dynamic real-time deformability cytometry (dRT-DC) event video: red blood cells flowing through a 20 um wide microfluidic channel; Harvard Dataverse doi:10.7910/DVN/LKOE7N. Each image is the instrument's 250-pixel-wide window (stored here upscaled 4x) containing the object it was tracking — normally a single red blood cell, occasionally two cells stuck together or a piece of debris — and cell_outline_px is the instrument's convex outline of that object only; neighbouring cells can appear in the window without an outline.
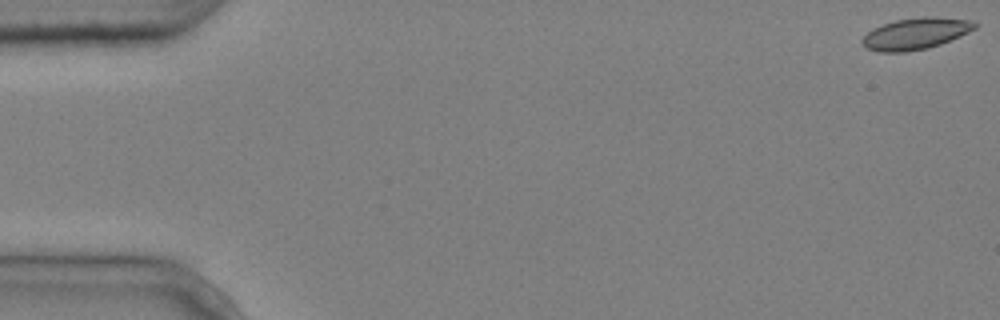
{"species": "common noctule bat (a hibernating species)", "species_latin": "Nyctalus noctula", "temperature_condition": "cold", "stored_images_in_passage": 5, "camera_frame_rate_fps": 3000, "um_per_image_px": 0.085, "animal": {"sex": "male", "body_mass_g": 20.4}, "frame": {"image": 1, "passage_image": 1, "time_ms": 0.0, "image_size_px": [1000, 320], "cell_outline_px": [[976, 28], [960, 36], [940, 44], [928, 48], [904, 52], [880, 52], [868, 48], [860, 40], [872, 28], [896, 20], [924, 16], [928, 16], [972, 20], [976, 24]], "centroid_in_image_um": [77.83, 2.85], "position_along_channel_um": 7.2, "area_um2": 20.46}}
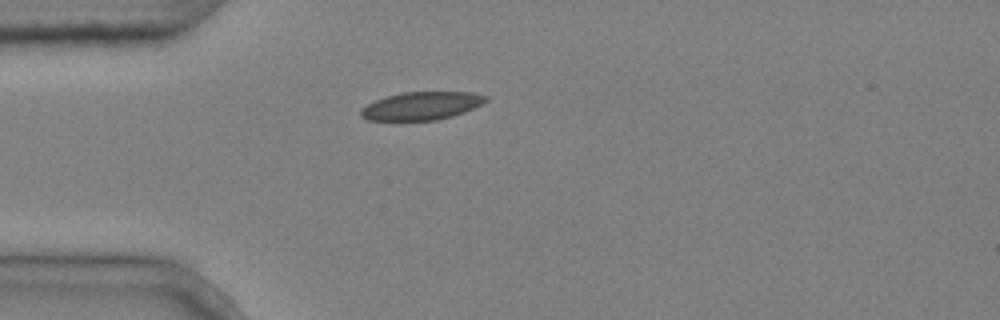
{"frame": {"image": 2, "passage_image": 5, "time_ms": 1.333, "image_size_px": [1000, 320], "cell_outline_px": [[488, 100], [464, 112], [452, 116], [436, 120], [368, 120], [360, 116], [360, 108], [376, 100], [400, 92], [472, 92], [488, 96]], "centroid_in_image_um": [35.82, 8.99], "position_along_channel_um": 49.2, "area_um2": 20.29}}